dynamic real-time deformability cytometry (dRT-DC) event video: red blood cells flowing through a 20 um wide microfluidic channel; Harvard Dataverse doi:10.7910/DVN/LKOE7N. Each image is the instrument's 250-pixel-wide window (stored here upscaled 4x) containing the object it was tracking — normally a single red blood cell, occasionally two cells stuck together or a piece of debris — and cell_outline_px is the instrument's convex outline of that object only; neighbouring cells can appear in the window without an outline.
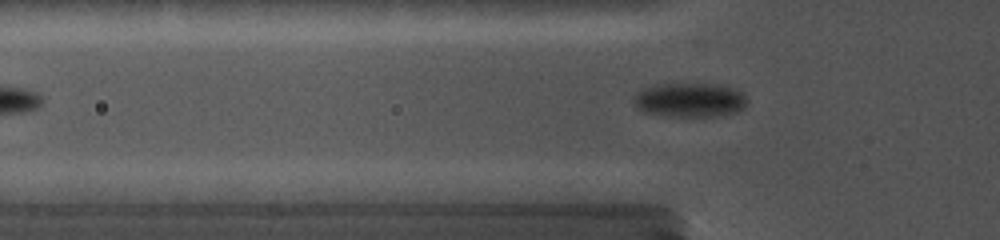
{"species": "common noctule bat (a hibernating species)", "species_latin": "Nyctalus noctula", "temperature_condition": "cold", "stored_images_in_passage": 61, "camera_frame_rate_fps": 5000, "um_per_image_px": 0.085, "animal": {"sex": "female", "body_mass_g": 19.0, "forearm_length_mm": 56.7}, "frame": {"image": 1, "passage_image": 4, "time_ms": 0.6, "image_size_px": [1000, 240], "cell_outline_px": [[740, 108], [736, 112], [728, 116], [684, 120], [660, 116], [640, 112], [640, 100], [644, 96], [656, 92], [672, 88], [724, 92], [736, 96], [740, 100]], "centroid_in_image_um": [58.62, 8.84], "position_along_channel_um": 67.2, "area_um2": 18.03}}
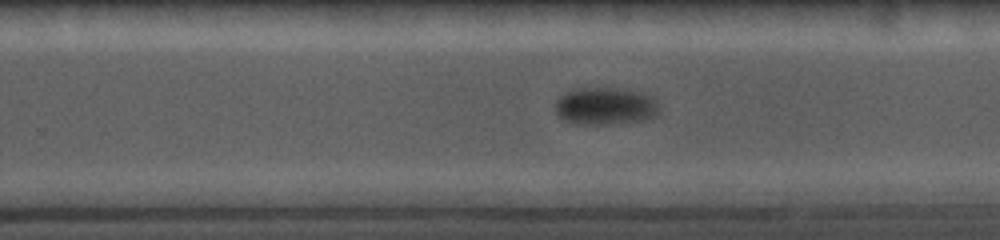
{"frame": {"image": 2, "passage_image": 33, "time_ms": 6.4, "image_size_px": [1000, 240], "cell_outline_px": [[656, 116], [652, 120], [628, 124], [568, 124], [556, 112], [556, 108], [560, 100], [568, 96], [580, 92], [600, 92], [628, 96], [644, 100], [652, 108]], "centroid_in_image_um": [51.31, 9.28], "position_along_channel_um": 278.5, "area_um2": 18.84}}
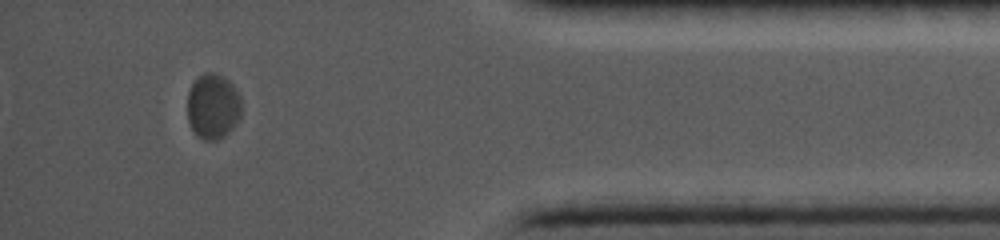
{"frame": {"image": 3, "passage_image": 55, "time_ms": 10.8, "image_size_px": [1000, 240], "cell_outline_px": [[240, 116], [232, 128], [220, 140], [204, 140], [196, 136], [188, 120], [188, 96], [192, 84], [200, 76], [208, 72], [224, 80], [236, 92], [240, 100]], "centroid_in_image_um": [18.06, 9.13], "position_along_channel_um": 417.1, "area_um2": 19.71}}